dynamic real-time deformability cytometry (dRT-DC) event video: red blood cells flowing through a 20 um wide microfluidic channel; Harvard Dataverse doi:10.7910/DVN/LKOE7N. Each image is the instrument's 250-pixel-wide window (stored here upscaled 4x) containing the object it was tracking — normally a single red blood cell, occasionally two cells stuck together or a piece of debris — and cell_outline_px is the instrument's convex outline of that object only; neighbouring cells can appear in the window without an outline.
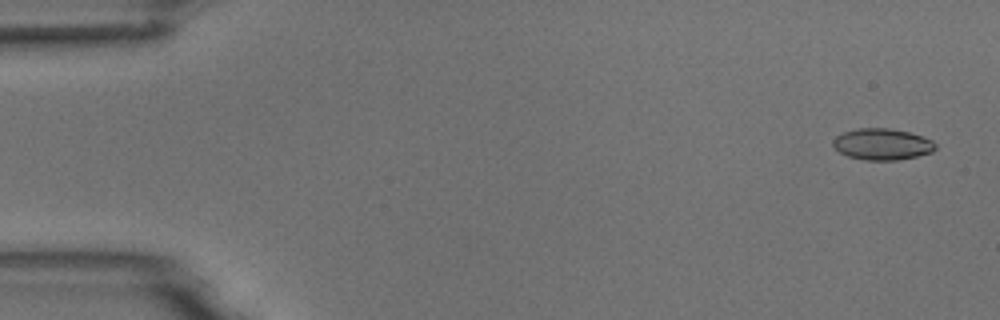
{"species": "common noctule bat (a hibernating species)", "species_latin": "Nyctalus noctula", "temperature_condition": "room temperature", "stored_images_in_passage": 5, "camera_frame_rate_fps": 3000, "um_per_image_px": 0.085, "animal": {"sex": "male", "body_mass_g": 18.8}, "frame": {"image": 1, "passage_image": 1, "time_ms": 0.0, "image_size_px": [1000, 320], "cell_outline_px": [[936, 148], [932, 152], [916, 156], [896, 160], [864, 160], [848, 156], [840, 152], [832, 144], [832, 140], [836, 136], [844, 132], [860, 128], [892, 128], [908, 132], [932, 140], [936, 144]], "centroid_in_image_um": [74.98, 12.25], "position_along_channel_um": 10.0, "area_um2": 18.61}}
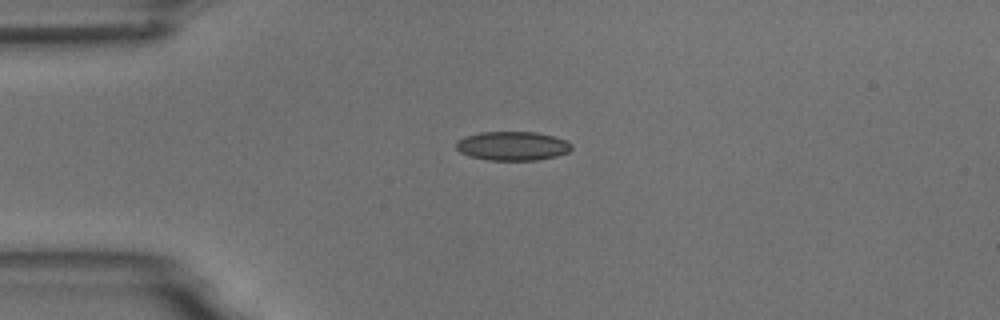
{"frame": {"image": 2, "passage_image": 4, "time_ms": 3.667, "image_size_px": [1000, 320], "cell_outline_px": [[572, 148], [568, 152], [556, 156], [536, 160], [488, 160], [468, 156], [460, 152], [456, 148], [456, 140], [464, 136], [480, 132], [536, 132], [552, 136], [564, 140], [572, 144]], "centroid_in_image_um": [43.52, 12.4], "position_along_channel_um": 41.5, "area_um2": 19.54}}